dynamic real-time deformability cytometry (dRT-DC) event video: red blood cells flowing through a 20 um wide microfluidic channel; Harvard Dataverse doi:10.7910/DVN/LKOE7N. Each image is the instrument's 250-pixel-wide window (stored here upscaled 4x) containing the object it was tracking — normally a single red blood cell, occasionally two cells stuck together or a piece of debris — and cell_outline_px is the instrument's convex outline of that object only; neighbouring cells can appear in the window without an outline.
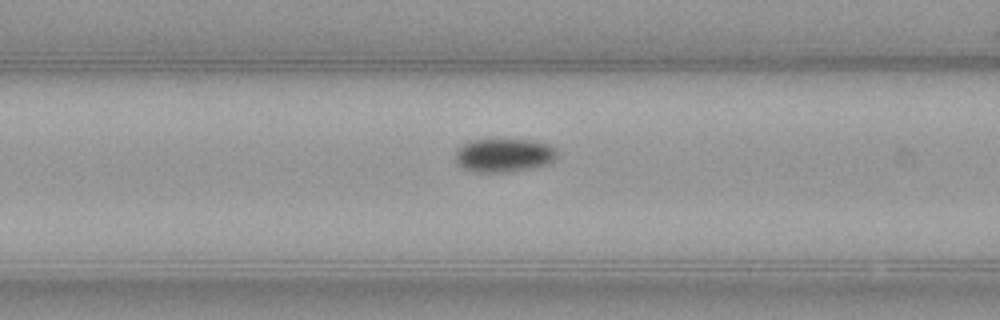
{"species": "common noctule bat (a hibernating species)", "species_latin": "Nyctalus noctula", "temperature_condition": "warm", "stored_images_in_passage": 14, "camera_frame_rate_fps": 3000, "um_per_image_px": 0.085, "animal": {"sex": "female", "body_mass_g": 21.9}, "frame": {"image": 1, "passage_image": 12, "time_ms": 3.667, "image_size_px": [1000, 320], "cell_outline_px": [[556, 156], [548, 164], [532, 168], [504, 172], [472, 172], [456, 164], [456, 148], [468, 140], [536, 140], [548, 144], [556, 148]], "centroid_in_image_um": [42.8, 13.19], "position_along_channel_um": 123.8, "area_um2": 20.0}}